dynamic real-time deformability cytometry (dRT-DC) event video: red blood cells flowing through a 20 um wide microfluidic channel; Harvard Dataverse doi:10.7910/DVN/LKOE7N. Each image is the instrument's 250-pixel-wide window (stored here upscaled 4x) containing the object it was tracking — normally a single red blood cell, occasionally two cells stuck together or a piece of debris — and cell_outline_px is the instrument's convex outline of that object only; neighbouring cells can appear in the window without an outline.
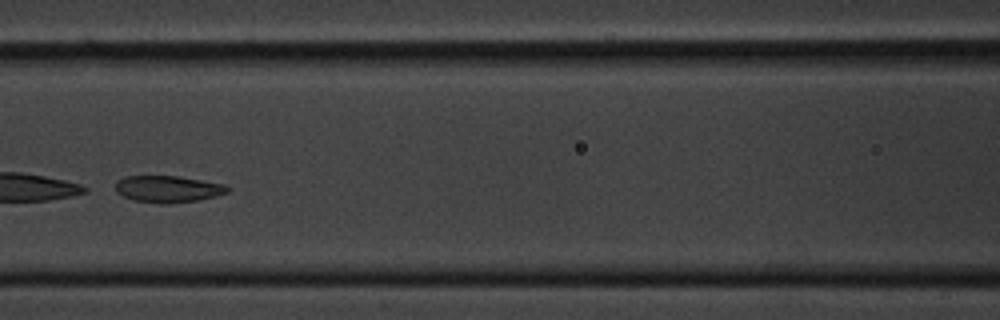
{"species": "common noctule bat (a hibernating species)", "species_latin": "Nyctalus noctula", "temperature_condition": "cold", "stored_images_in_passage": 41, "camera_frame_rate_fps": 3000, "um_per_image_px": 0.085, "animal": {"sex": "male", "body_mass_g": 20.1, "forearm_length_mm": 53.5}, "frame": {"image": 1, "passage_image": 11, "time_ms": 3.333, "image_size_px": [1000, 320], "cell_outline_px": [[228, 192], [216, 196], [200, 200], [168, 204], [160, 204], [132, 200], [116, 192], [116, 180], [124, 176], [176, 176], [224, 184], [228, 188]], "centroid_in_image_um": [14.24, 16.08], "position_along_channel_um": 152.4, "area_um2": 17.51}}
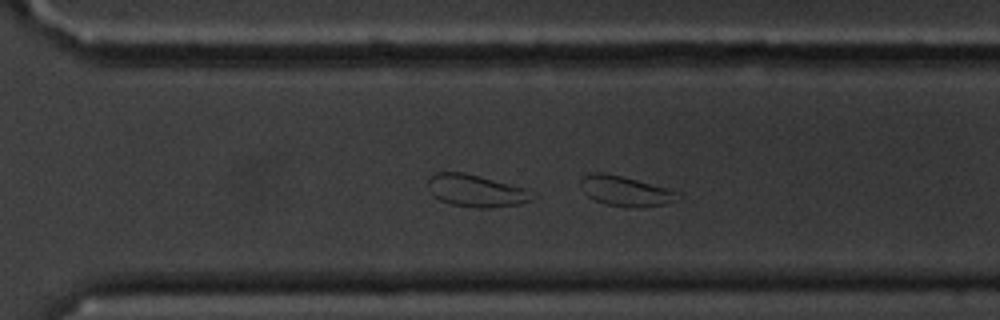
{"frame": {"image": 2, "passage_image": 25, "time_ms": 8.0, "image_size_px": [1000, 320], "cell_outline_px": [[684, 196], [668, 204], [636, 208], [608, 204], [596, 200], [588, 196], [584, 192], [580, 180], [584, 176], [592, 172], [604, 172], [624, 176], [668, 188], [680, 192]], "centroid_in_image_um": [53.24, 16.23], "position_along_channel_um": 317.4, "area_um2": 17.17}}
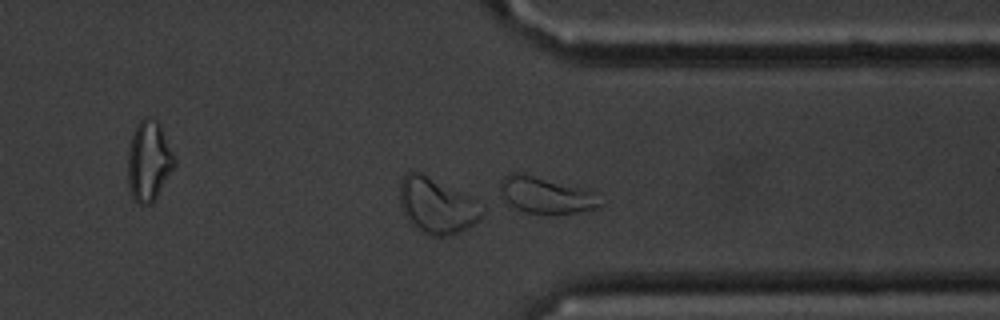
{"frame": {"image": 3, "passage_image": 29, "time_ms": 9.333, "image_size_px": [1000, 320], "cell_outline_px": [[600, 208], [580, 212], [556, 216], [524, 212], [508, 204], [500, 196], [500, 180], [504, 176], [512, 172], [524, 172], [580, 188], [588, 192], [600, 204]], "centroid_in_image_um": [46.28, 16.61], "position_along_channel_um": 365.1, "area_um2": 21.44}, "authors_computed_cell_mechanics": {"area_um2": 18.0914, "velocity_mm_per_s": 3.5452, "shape_relaxation_time_tau1_ms": 1.081, "shape_relaxation_time_tau2_ms": 1.6436, "deformation_change_tau1": 0.2461, "deformation_change_tau2": 0.0666}}